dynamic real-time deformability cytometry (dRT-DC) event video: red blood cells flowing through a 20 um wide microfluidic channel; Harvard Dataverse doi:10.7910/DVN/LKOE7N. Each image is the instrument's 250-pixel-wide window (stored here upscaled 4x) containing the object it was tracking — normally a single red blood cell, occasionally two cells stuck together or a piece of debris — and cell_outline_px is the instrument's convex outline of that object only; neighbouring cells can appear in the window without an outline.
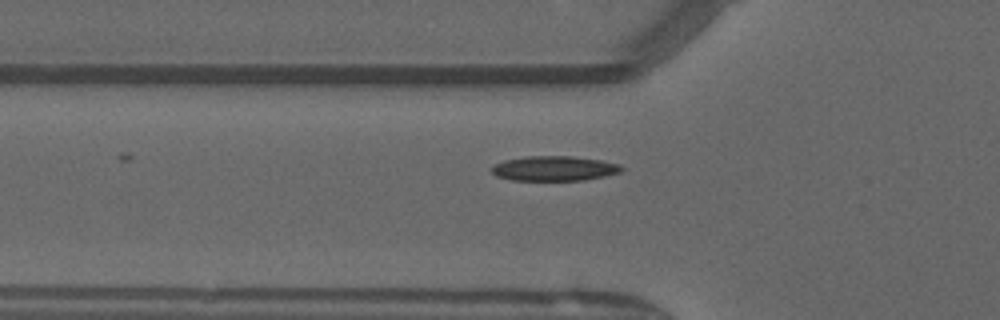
{"species": "common noctule bat (a hibernating species)", "species_latin": "Nyctalus noctula", "temperature_condition": "warm", "stored_images_in_passage": 37, "camera_frame_rate_fps": 3000, "um_per_image_px": 0.085, "animal": {"sex": "male", "forearm_length_mm": 52.5}, "frame": {"image": 1, "passage_image": 4, "time_ms": 1.0, "image_size_px": [1000, 320], "cell_outline_px": [[624, 168], [620, 172], [604, 176], [584, 180], [512, 180], [496, 176], [488, 168], [504, 160], [524, 156], [572, 156], [600, 160], [620, 164]], "centroid_in_image_um": [47.08, 14.31], "position_along_channel_um": 78.7, "area_um2": 18.84}}
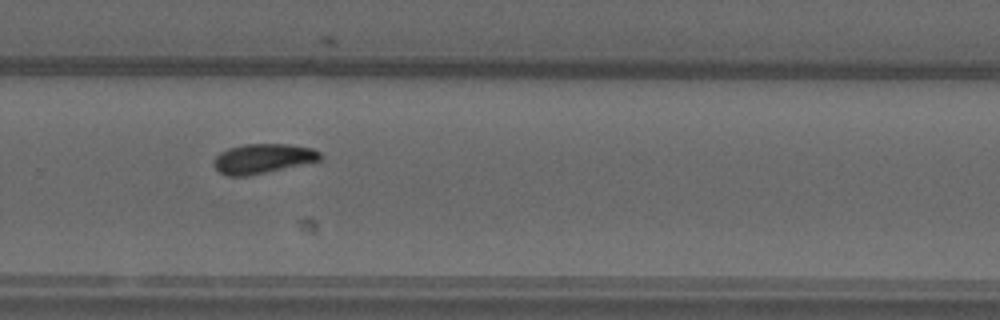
{"frame": {"image": 2, "passage_image": 21, "time_ms": 6.667, "image_size_px": [1000, 320], "cell_outline_px": [[320, 160], [248, 176], [228, 176], [220, 172], [212, 164], [212, 160], [220, 152], [228, 148], [244, 144], [288, 144], [312, 148], [320, 152]], "centroid_in_image_um": [22.29, 13.47], "position_along_channel_um": 307.5, "area_um2": 18.26}}
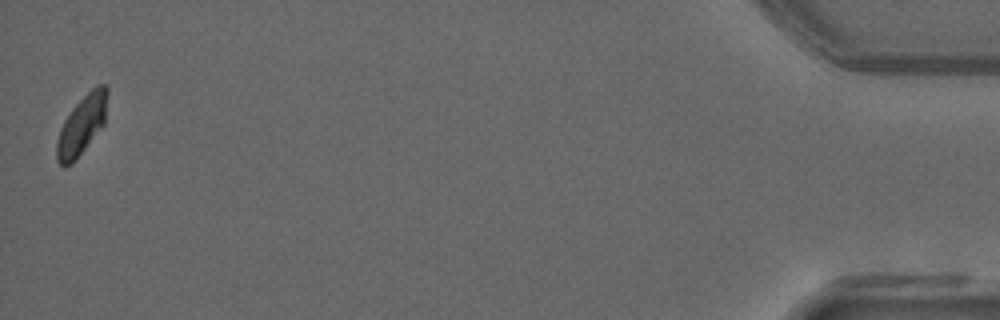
{"frame": {"image": 3, "passage_image": 37, "time_ms": 12.0, "image_size_px": [1000, 320], "cell_outline_px": [[108, 92], [104, 124], [72, 164], [64, 168], [56, 160], [56, 144], [60, 128], [64, 120], [72, 108], [96, 84], [104, 84], [108, 88]], "centroid_in_image_um": [6.94, 10.63], "position_along_channel_um": 428.3, "area_um2": 17.4}, "authors_computed_cell_mechanics": {"area_um2": 18.1492, "velocity_mm_per_s": 4.0339, "shape_relaxation_time_tau1_ms": 6.4405, "shape_relaxation_time_tau2_ms": null, "deformation_change_tau1": 0.1486, "deformation_change_tau2": null}}